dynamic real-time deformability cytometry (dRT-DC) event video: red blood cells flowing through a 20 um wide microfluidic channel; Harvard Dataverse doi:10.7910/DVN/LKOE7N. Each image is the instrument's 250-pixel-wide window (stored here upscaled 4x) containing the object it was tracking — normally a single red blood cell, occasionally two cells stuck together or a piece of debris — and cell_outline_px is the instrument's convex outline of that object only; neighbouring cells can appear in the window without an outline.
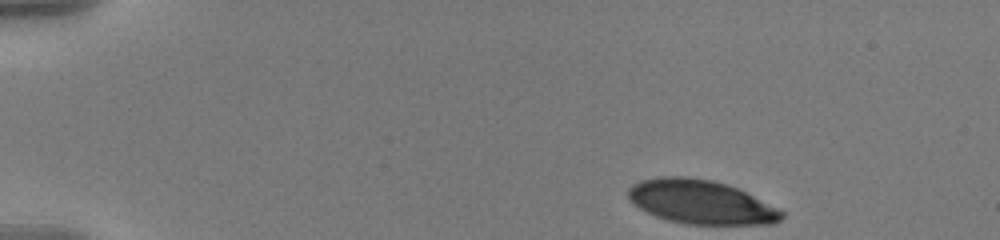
{"species": "human", "species_latin": "Homo sapiens", "temperature_condition": "warm", "stored_images_in_passage": 50, "camera_frame_rate_fps": 3000, "um_per_image_px": 0.085, "donor": {"sex": "male"}, "frame": {"image": 1, "passage_image": 1, "time_ms": 0.0, "image_size_px": [1000, 240], "cell_outline_px": [[784, 216], [780, 220], [772, 224], [684, 224], [668, 220], [656, 216], [640, 208], [628, 200], [628, 188], [632, 184], [640, 180], [656, 176], [688, 176], [712, 180], [728, 184], [784, 212]], "centroid_in_image_um": [59.51, 17.16], "position_along_channel_um": 25.5, "area_um2": 39.13}}
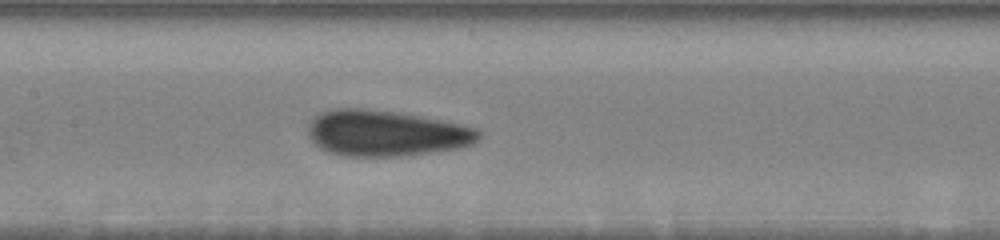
{"frame": {"image": 2, "passage_image": 22, "time_ms": 7.0, "image_size_px": [1000, 240], "cell_outline_px": [[484, 132], [472, 144], [456, 148], [432, 152], [400, 156], [344, 156], [324, 152], [308, 136], [308, 124], [320, 112], [332, 108], [360, 108], [392, 112], [420, 116], [480, 128]], "centroid_in_image_um": [32.79, 11.33], "position_along_channel_um": 174.6, "area_um2": 45.72}}
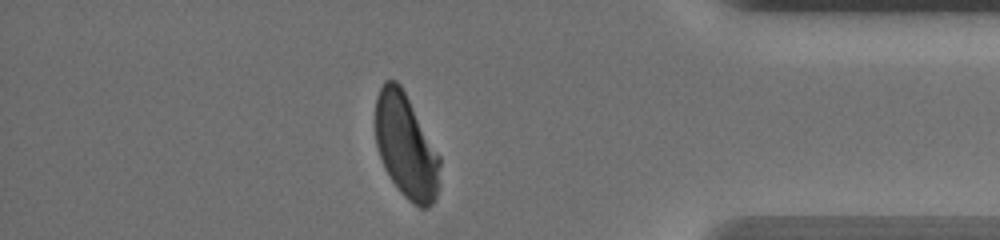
{"frame": {"image": 3, "passage_image": 43, "time_ms": 14.0, "image_size_px": [1000, 240], "cell_outline_px": [[440, 184], [436, 200], [428, 208], [420, 208], [408, 200], [400, 192], [384, 168], [376, 144], [376, 96], [384, 80], [396, 80], [400, 84], [440, 156]], "centroid_in_image_um": [34.52, 12.47], "position_along_channel_um": 400.7, "area_um2": 39.13}, "authors_computed_cell_mechanics": {"area_um2": 43.0321, "velocity_mm_per_s": 3.5581, "shape_relaxation_time_tau1_ms": 4.475, "shape_relaxation_time_tau2_ms": 1.0546, "deformation_change_tau1": 0.1587, "deformation_change_tau2": 0.0669}}